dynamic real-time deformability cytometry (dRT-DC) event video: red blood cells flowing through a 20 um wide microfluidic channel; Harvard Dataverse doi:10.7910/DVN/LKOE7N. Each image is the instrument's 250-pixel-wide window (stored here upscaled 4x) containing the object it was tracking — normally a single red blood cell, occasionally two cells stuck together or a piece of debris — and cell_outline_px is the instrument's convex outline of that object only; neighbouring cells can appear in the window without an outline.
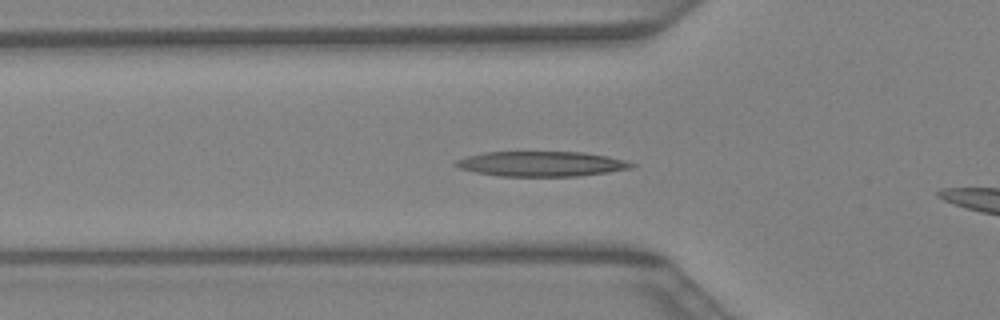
{"species": "Egyptian fruit bat (a non-hibernating species)", "species_latin": "Rousettus aegyptiacus", "temperature_condition": "warm", "stored_images_in_passage": 8, "camera_frame_rate_fps": 3000, "um_per_image_px": 0.085, "animal": {"sex": "female"}, "frame": {"image": 1, "passage_image": 6, "time_ms": 1.667, "image_size_px": [1000, 320], "cell_outline_px": [[636, 164], [632, 168], [608, 172], [576, 176], [500, 176], [476, 172], [460, 168], [452, 164], [456, 160], [468, 156], [484, 152], [584, 152], [608, 156], [624, 160]], "centroid_in_image_um": [46.02, 13.92], "position_along_channel_um": 79.8, "area_um2": 25.55}}